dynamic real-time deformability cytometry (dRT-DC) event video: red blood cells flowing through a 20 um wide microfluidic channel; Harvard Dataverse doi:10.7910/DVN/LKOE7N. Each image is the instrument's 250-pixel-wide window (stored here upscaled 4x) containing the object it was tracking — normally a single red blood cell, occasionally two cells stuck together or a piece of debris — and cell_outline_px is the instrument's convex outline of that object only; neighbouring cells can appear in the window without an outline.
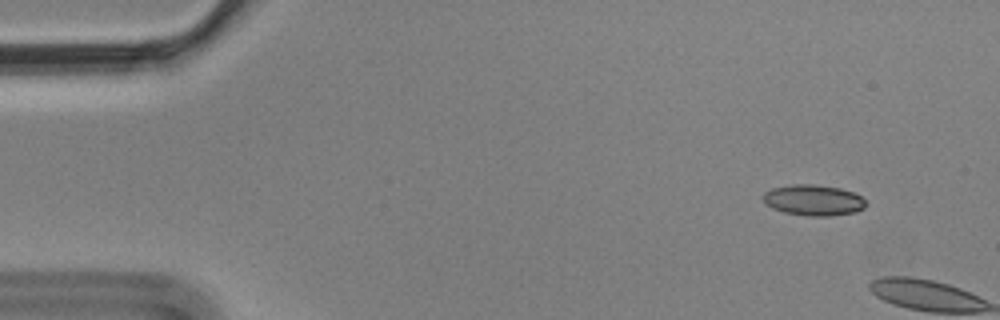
{"species": "Egyptian fruit bat (a non-hibernating species)", "species_latin": "Rousettus aegyptiacus", "temperature_condition": "cold", "stored_images_in_passage": 2, "camera_frame_rate_fps": 3000, "um_per_image_px": 0.085, "animal": {"sex": "male"}, "frame": {"image": 1, "passage_image": 1, "time_ms": 0.0, "image_size_px": [1000, 320], "cell_outline_px": [[868, 204], [864, 208], [856, 212], [832, 216], [808, 216], [784, 212], [772, 208], [764, 204], [760, 196], [764, 192], [772, 188], [792, 184], [812, 184], [840, 188], [852, 192], [860, 196]], "centroid_in_image_um": [69.11, 17.02], "position_along_channel_um": 15.9, "area_um2": 18.73}}